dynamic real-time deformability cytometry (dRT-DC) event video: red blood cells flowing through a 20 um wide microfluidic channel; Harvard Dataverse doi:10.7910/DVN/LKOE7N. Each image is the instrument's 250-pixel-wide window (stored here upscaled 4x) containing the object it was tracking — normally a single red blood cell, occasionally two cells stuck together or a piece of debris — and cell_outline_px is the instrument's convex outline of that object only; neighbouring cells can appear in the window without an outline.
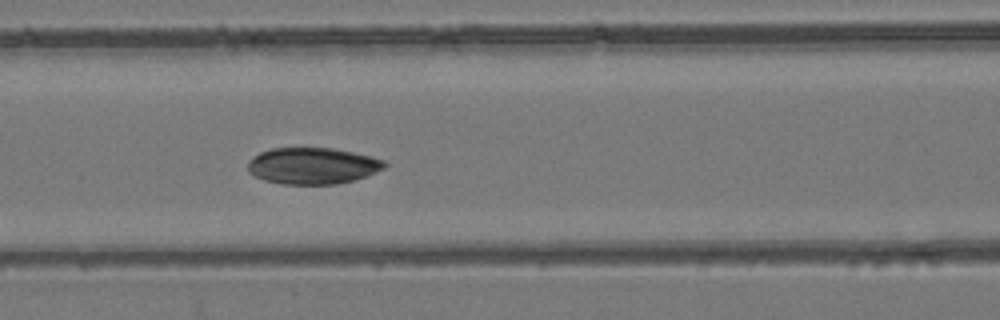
{"species": "common noctule bat (a hibernating species)", "species_latin": "Nyctalus noctula", "temperature_condition": "room temperature", "stored_images_in_passage": 5, "camera_frame_rate_fps": 3000, "um_per_image_px": 0.085, "animal": {"sex": "female", "body_mass_g": 24.6, "forearm_length_mm": 56.2}, "frame": {"image": 1, "passage_image": 5, "time_ms": 5.667, "image_size_px": [1000, 320], "cell_outline_px": [[388, 164], [384, 168], [364, 176], [352, 180], [336, 184], [284, 184], [264, 180], [248, 172], [248, 164], [260, 152], [272, 148], [332, 148], [372, 156], [384, 160]], "centroid_in_image_um": [26.58, 14.09], "position_along_channel_um": 140.0, "area_um2": 28.73}}